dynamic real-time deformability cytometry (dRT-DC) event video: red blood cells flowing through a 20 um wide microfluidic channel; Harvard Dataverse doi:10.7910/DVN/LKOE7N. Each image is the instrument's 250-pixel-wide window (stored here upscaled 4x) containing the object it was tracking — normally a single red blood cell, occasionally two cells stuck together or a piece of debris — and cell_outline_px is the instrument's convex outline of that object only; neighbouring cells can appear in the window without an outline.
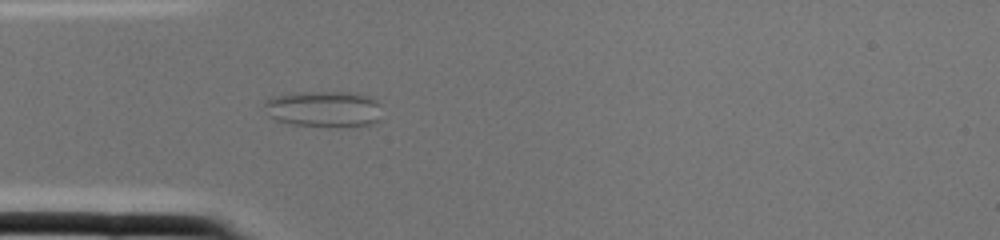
{"species": "common noctule bat (a hibernating species)", "species_latin": "Nyctalus noctula", "temperature_condition": "cold", "stored_images_in_passage": 2, "camera_frame_rate_fps": 3000, "um_per_image_px": 0.085, "animal": {"sex": "female", "body_mass_g": 22.0, "forearm_length_mm": 56.7}, "frame": {"image": 1, "passage_image": 2, "time_ms": 0.333, "image_size_px": [1000, 240], "cell_outline_px": [[380, 120], [372, 124], [328, 128], [292, 124], [276, 120], [268, 116], [264, 104], [272, 96], [296, 92], [348, 92], [368, 96], [376, 100], [380, 104]], "centroid_in_image_um": [27.53, 9.28], "position_along_channel_um": 57.5, "area_um2": 25.14}}